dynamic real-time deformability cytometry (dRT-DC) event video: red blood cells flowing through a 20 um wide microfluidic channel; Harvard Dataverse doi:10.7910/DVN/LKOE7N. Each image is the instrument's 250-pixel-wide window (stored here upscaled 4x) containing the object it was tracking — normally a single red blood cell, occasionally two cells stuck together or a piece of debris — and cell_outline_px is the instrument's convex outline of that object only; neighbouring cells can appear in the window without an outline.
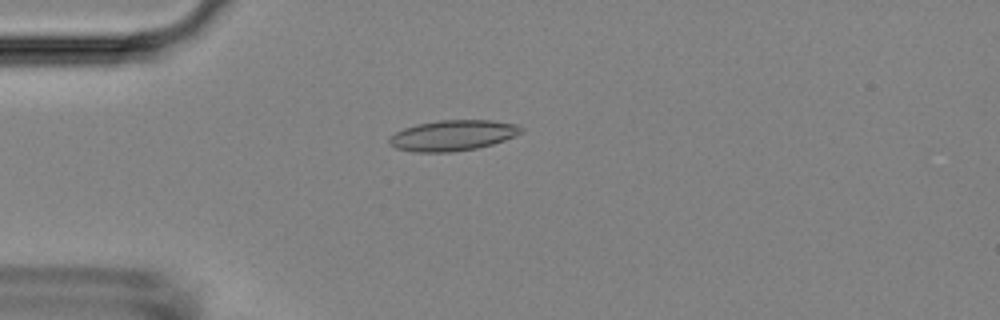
{"species": "Egyptian fruit bat (a non-hibernating species)", "species_latin": "Rousettus aegyptiacus", "temperature_condition": "room temperature", "stored_images_in_passage": 2, "camera_frame_rate_fps": 3000, "um_per_image_px": 0.085, "animal": {"sex": "female"}, "frame": {"image": 1, "passage_image": 1, "time_ms": 0.0, "image_size_px": [1000, 320], "cell_outline_px": [[524, 132], [504, 140], [492, 144], [476, 148], [452, 152], [412, 152], [396, 148], [388, 144], [388, 136], [404, 128], [416, 124], [440, 120], [492, 120], [516, 124], [524, 128]], "centroid_in_image_um": [38.46, 11.51], "position_along_channel_um": 46.5, "area_um2": 23.7}}